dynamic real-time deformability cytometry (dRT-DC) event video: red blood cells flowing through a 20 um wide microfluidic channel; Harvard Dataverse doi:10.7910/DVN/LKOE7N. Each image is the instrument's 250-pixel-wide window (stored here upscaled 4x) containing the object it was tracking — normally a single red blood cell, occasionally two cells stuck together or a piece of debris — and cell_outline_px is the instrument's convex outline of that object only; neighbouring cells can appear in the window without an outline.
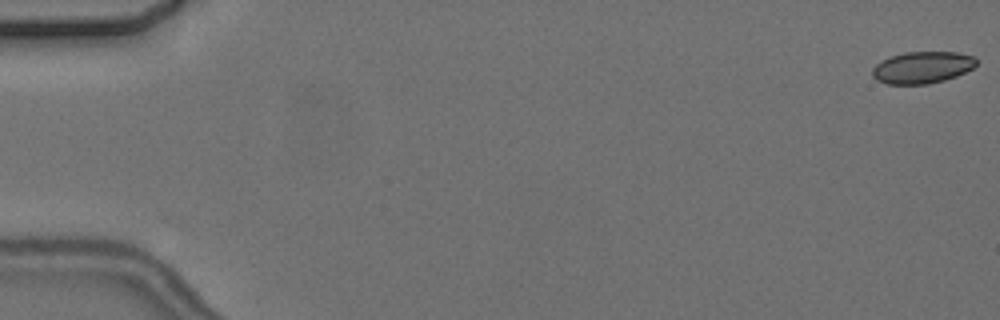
{"species": "common noctule bat (a hibernating species)", "species_latin": "Nyctalus noctula", "temperature_condition": "cold", "stored_images_in_passage": 8, "camera_frame_rate_fps": 3000, "um_per_image_px": 0.085, "animal": {"sex": "female", "body_mass_g": 24.6, "forearm_length_mm": 56.2}, "frame": {"image": 1, "passage_image": 1, "time_ms": 0.0, "image_size_px": [1000, 320], "cell_outline_px": [[976, 64], [972, 68], [956, 76], [944, 80], [928, 84], [888, 84], [876, 80], [872, 76], [872, 68], [880, 60], [888, 56], [904, 52], [956, 52], [976, 56]], "centroid_in_image_um": [78.36, 5.72], "position_along_channel_um": 6.6, "area_um2": 19.48}}
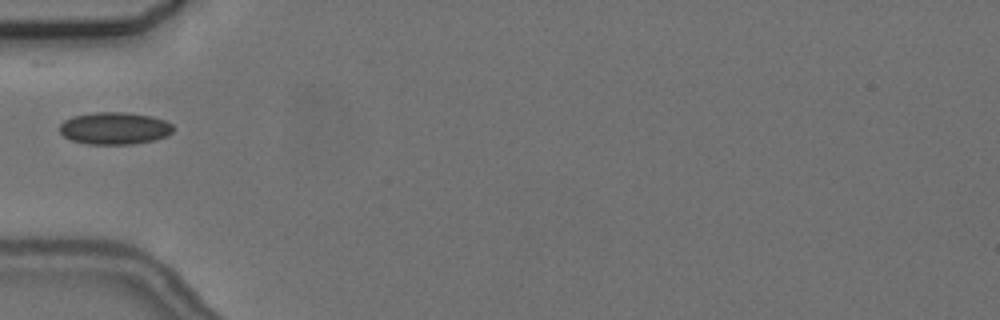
{"frame": {"image": 2, "passage_image": 5, "time_ms": 6.333, "image_size_px": [1000, 320], "cell_outline_px": [[176, 128], [168, 136], [152, 140], [132, 144], [88, 144], [72, 140], [64, 136], [60, 132], [60, 124], [64, 120], [72, 116], [96, 112], [124, 112], [152, 116], [164, 120], [172, 124]], "centroid_in_image_um": [9.76, 10.9], "position_along_channel_um": 75.2, "area_um2": 21.39}}
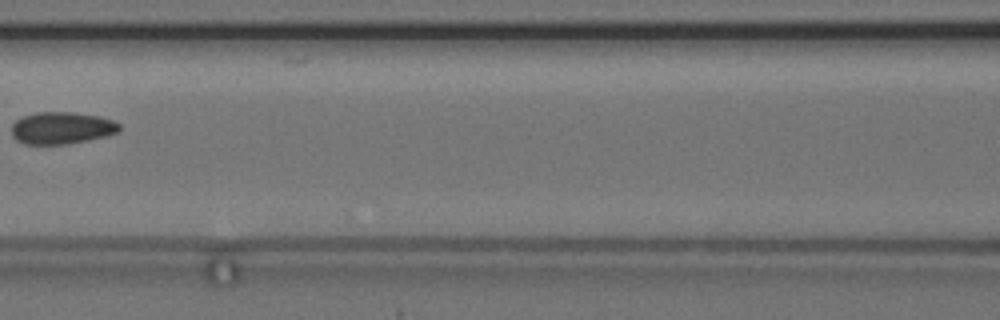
{"frame": {"image": 3, "passage_image": 7, "time_ms": 8.667, "image_size_px": [1000, 320], "cell_outline_px": [[120, 132], [88, 140], [68, 144], [24, 144], [16, 140], [12, 136], [12, 124], [16, 120], [24, 116], [36, 112], [72, 112], [100, 116], [112, 120], [120, 124]], "centroid_in_image_um": [5.24, 10.88], "position_along_channel_um": 161.4, "area_um2": 20.23}}